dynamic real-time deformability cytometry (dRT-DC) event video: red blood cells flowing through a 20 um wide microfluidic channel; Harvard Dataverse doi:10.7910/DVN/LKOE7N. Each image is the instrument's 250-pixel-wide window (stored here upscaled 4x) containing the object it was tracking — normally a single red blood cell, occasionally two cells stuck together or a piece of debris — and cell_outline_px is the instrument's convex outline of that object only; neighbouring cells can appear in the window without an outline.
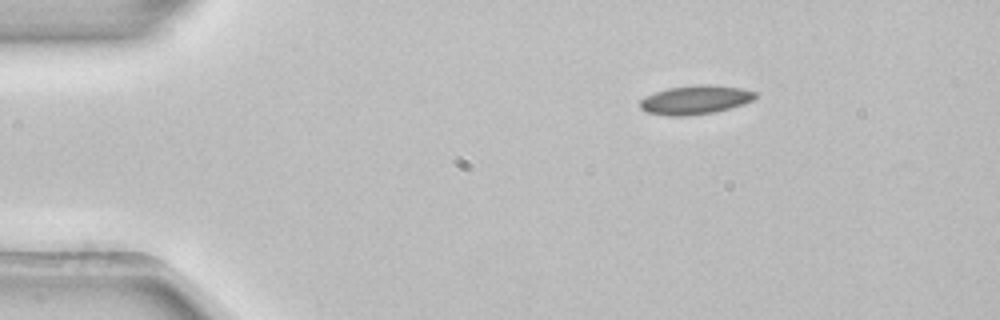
{"species": "common noctule bat (a hibernating species)", "species_latin": "Nyctalus noctula", "temperature_condition": "room temperature", "stored_images_in_passage": 4, "segment_of_instrument_passage": [2, 2], "camera_frame_rate_fps": 3000, "um_per_image_px": 0.085, "animal": {"sex": "female", "body_mass_g": 22.7, "forearm_length_mm": 54.2}, "frame": {"image": 1, "passage_image": 4, "time_ms": 1.0, "image_size_px": [1000, 320], "cell_outline_px": [[756, 96], [752, 100], [744, 104], [716, 112], [684, 116], [668, 116], [648, 112], [640, 108], [640, 100], [656, 92], [668, 88], [696, 84], [716, 84], [744, 88], [756, 92]], "centroid_in_image_um": [59.15, 8.47], "position_along_channel_um": 25.9, "area_um2": 19.54}}